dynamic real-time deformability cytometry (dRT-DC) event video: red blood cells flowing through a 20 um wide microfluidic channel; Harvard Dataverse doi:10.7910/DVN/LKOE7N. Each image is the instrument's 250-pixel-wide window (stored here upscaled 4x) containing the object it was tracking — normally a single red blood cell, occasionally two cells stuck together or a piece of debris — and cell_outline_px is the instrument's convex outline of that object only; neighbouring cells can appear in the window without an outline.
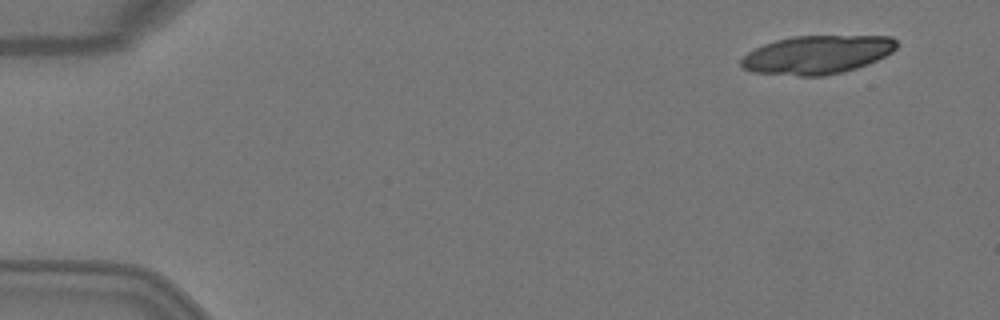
{"species": "Egyptian fruit bat (a non-hibernating species)", "species_latin": "Rousettus aegyptiacus", "temperature_condition": "warm", "stored_images_in_passage": 4, "camera_frame_rate_fps": 3000, "um_per_image_px": 0.085, "animal": {"sex": "female"}, "frame": {"image": 1, "passage_image": 1, "time_ms": 0.0, "image_size_px": [1000, 320], "cell_outline_px": [[896, 48], [892, 52], [868, 64], [856, 68], [824, 76], [800, 76], [752, 72], [740, 68], [740, 60], [748, 52], [764, 44], [776, 40], [792, 36], [892, 36], [896, 40]], "centroid_in_image_um": [69.42, 4.65], "position_along_channel_um": 15.6, "area_um2": 34.85}}
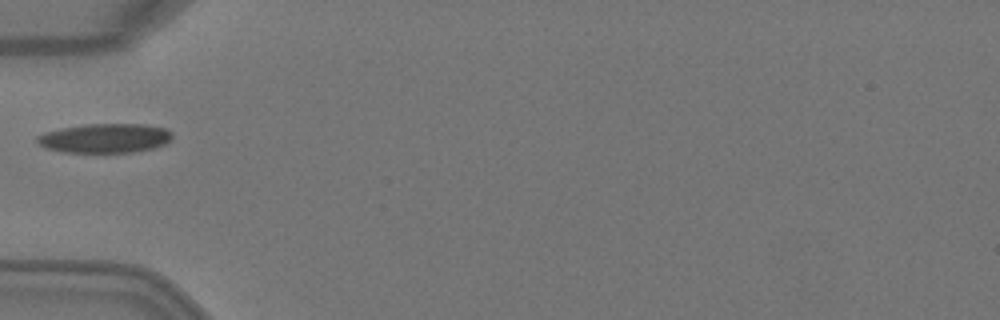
{"frame": {"image": 2, "passage_image": 4, "time_ms": 1.0, "image_size_px": [1000, 320], "cell_outline_px": [[172, 140], [164, 144], [152, 148], [132, 152], [64, 152], [44, 148], [36, 140], [36, 136], [44, 132], [60, 128], [88, 124], [144, 124], [164, 128], [172, 132]], "centroid_in_image_um": [8.91, 11.74], "position_along_channel_um": 76.1, "area_um2": 23.06}}